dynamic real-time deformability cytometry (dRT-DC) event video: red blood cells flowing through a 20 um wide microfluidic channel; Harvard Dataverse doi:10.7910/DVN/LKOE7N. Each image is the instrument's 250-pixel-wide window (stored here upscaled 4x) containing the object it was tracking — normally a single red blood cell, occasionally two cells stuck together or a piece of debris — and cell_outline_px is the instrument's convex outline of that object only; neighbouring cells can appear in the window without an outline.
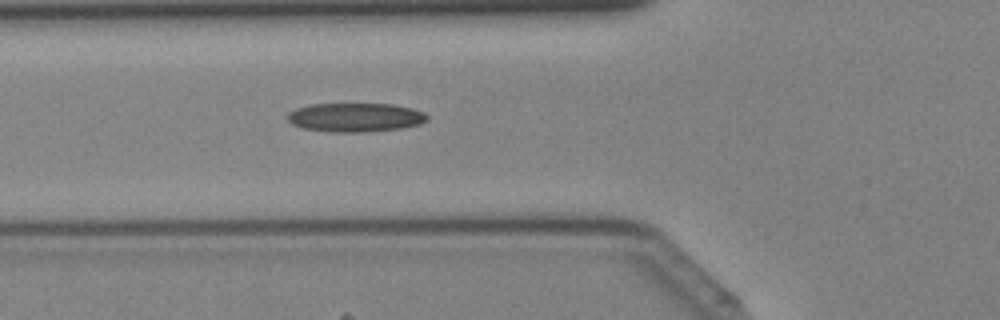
{"species": "Egyptian fruit bat (a non-hibernating species)", "species_latin": "Rousettus aegyptiacus", "temperature_condition": "cold", "stored_images_in_passage": 39, "camera_frame_rate_fps": 3000, "um_per_image_px": 0.085, "animal": {"sex": "female"}, "frame": {"image": 1, "passage_image": 13, "time_ms": 4.0, "image_size_px": [1000, 320], "cell_outline_px": [[428, 120], [420, 124], [404, 128], [364, 132], [336, 132], [304, 128], [292, 124], [288, 120], [288, 112], [296, 108], [312, 104], [392, 104], [412, 108], [424, 112], [428, 116]], "centroid_in_image_um": [30.24, 9.97], "position_along_channel_um": 95.6, "area_um2": 23.52}}
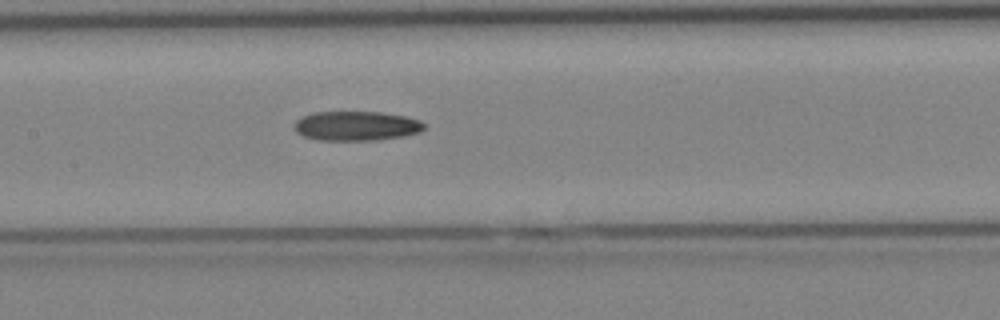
{"frame": {"image": 2, "passage_image": 18, "time_ms": 5.667, "image_size_px": [1000, 320], "cell_outline_px": [[424, 128], [420, 132], [404, 136], [376, 140], [316, 140], [304, 136], [296, 132], [292, 128], [292, 124], [296, 120], [304, 116], [316, 112], [384, 112], [404, 116], [420, 120], [424, 124]], "centroid_in_image_um": [30.26, 10.7], "position_along_channel_um": 177.1, "area_um2": 22.43}}
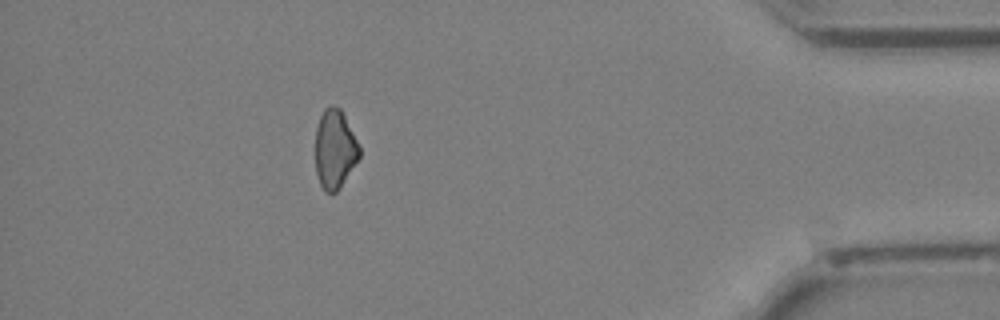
{"frame": {"image": 3, "passage_image": 35, "time_ms": 11.333, "image_size_px": [1000, 320], "cell_outline_px": [[360, 156], [340, 188], [336, 192], [324, 192], [320, 184], [316, 172], [316, 128], [320, 116], [324, 108], [340, 108], [360, 148]], "centroid_in_image_um": [28.45, 12.73], "position_along_channel_um": 406.8, "area_um2": 19.83}}